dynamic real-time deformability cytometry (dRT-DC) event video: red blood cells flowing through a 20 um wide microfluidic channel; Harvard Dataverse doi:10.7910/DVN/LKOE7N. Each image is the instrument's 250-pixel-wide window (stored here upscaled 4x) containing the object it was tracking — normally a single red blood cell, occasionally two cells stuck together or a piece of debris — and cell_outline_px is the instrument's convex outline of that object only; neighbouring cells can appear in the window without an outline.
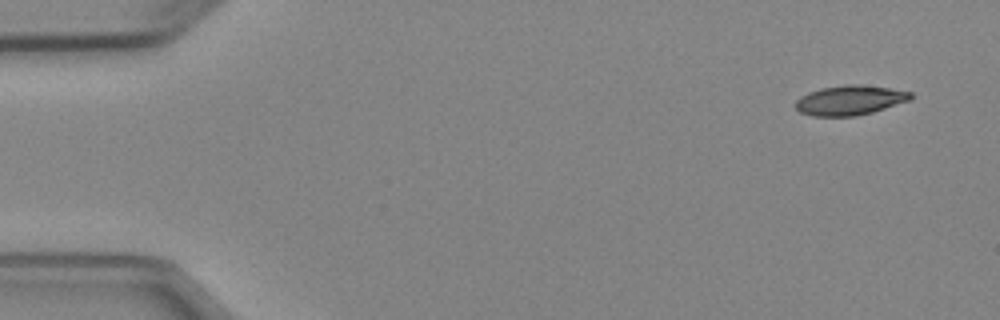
{"species": "Egyptian fruit bat (a non-hibernating species)", "species_latin": "Rousettus aegyptiacus", "temperature_condition": "cold", "stored_images_in_passage": 5, "camera_frame_rate_fps": 3000, "um_per_image_px": 0.085, "animal": {"sex": "female"}, "frame": {"image": 1, "passage_image": 1, "time_ms": 0.0, "image_size_px": [1000, 320], "cell_outline_px": [[912, 100], [872, 112], [856, 116], [812, 116], [800, 112], [796, 108], [796, 100], [800, 96], [808, 92], [820, 88], [848, 84], [856, 84], [888, 88], [912, 92]], "centroid_in_image_um": [72.24, 8.52], "position_along_channel_um": 12.8, "area_um2": 19.94}}
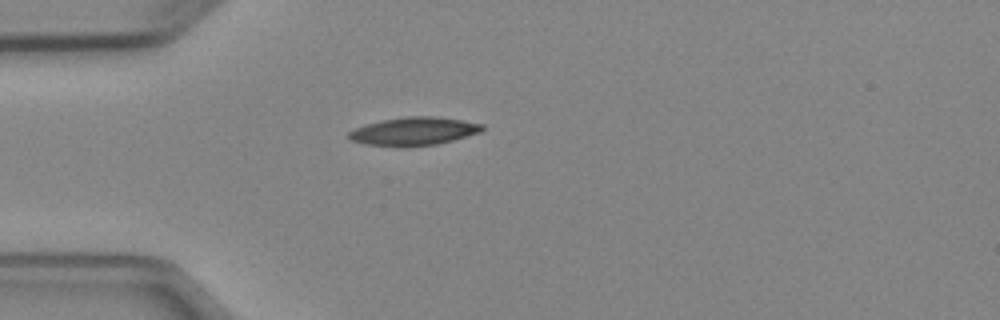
{"frame": {"image": 2, "passage_image": 4, "time_ms": 3.667, "image_size_px": [1000, 320], "cell_outline_px": [[484, 128], [480, 132], [452, 140], [436, 144], [404, 148], [400, 148], [364, 144], [348, 140], [348, 132], [356, 128], [380, 120], [408, 116], [432, 116], [460, 120], [484, 124]], "centroid_in_image_um": [35.12, 11.18], "position_along_channel_um": 49.9, "area_um2": 22.08}}